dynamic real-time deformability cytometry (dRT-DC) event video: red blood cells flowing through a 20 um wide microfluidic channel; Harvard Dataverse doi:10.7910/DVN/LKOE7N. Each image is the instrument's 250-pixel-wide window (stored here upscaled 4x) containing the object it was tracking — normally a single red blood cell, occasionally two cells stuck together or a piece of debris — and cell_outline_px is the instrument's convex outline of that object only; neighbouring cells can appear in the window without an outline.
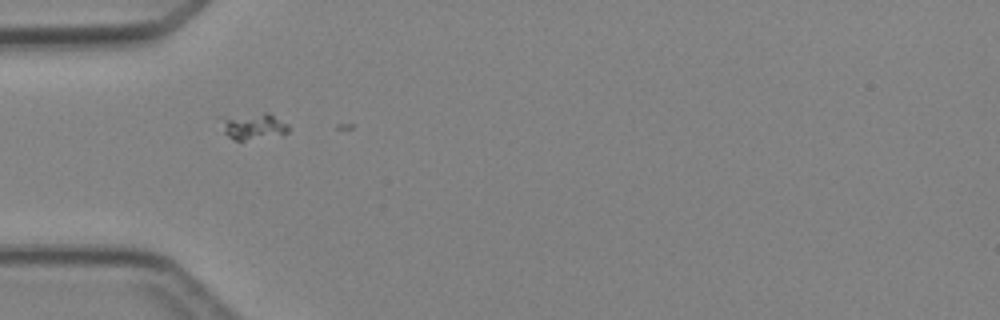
{"species": "Egyptian fruit bat (a non-hibernating species)", "species_latin": "Rousettus aegyptiacus", "temperature_condition": "cold", "stored_images_in_passage": 2, "camera_frame_rate_fps": 3000, "um_per_image_px": 0.085, "animal": {"sex": "female"}, "frame": {"image": 1, "passage_image": 1, "time_ms": 0.0, "image_size_px": [1000, 320], "cell_outline_px": [[288, 132], [244, 140], [232, 140], [224, 132], [220, 116], [264, 112], [268, 112], [288, 124]], "centroid_in_image_um": [21.47, 10.69], "position_along_channel_um": 63.5, "area_um2": 10.29}}